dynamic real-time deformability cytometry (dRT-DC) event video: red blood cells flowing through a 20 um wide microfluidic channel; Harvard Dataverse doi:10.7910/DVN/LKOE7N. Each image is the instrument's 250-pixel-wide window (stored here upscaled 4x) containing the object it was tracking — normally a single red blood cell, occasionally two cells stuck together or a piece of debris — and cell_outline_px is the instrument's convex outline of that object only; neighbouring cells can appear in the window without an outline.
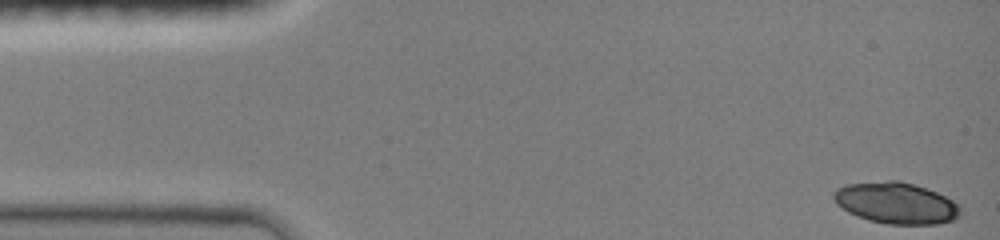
{"species": "common noctule bat (a hibernating species)", "species_latin": "Nyctalus noctula", "temperature_condition": "room temperature", "stored_images_in_passage": 9, "camera_frame_rate_fps": 3000, "um_per_image_px": 0.085, "animal": {"sex": "female", "body_mass_g": 19.0, "forearm_length_mm": 51.5}, "frame": {"image": 1, "passage_image": 1, "time_ms": 0.0, "image_size_px": [1000, 240], "cell_outline_px": [[960, 216], [956, 220], [940, 224], [888, 224], [868, 220], [856, 216], [848, 212], [836, 204], [832, 196], [832, 192], [836, 188], [844, 184], [888, 180], [896, 180], [912, 184], [936, 192], [952, 200], [960, 208]], "centroid_in_image_um": [76.13, 17.26], "position_along_channel_um": 8.9, "area_um2": 30.69}}